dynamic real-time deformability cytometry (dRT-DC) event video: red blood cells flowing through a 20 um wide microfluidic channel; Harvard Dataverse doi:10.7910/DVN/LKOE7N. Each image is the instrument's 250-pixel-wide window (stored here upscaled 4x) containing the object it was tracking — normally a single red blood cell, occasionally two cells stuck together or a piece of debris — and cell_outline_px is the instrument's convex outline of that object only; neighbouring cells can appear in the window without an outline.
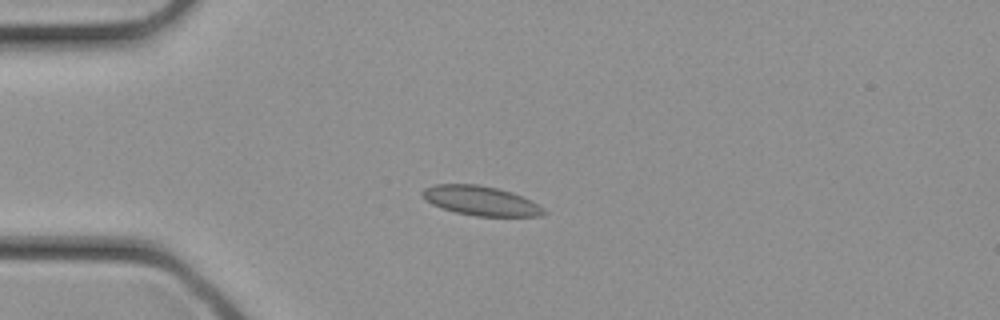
{"species": "common noctule bat (a hibernating species)", "species_latin": "Nyctalus noctula", "temperature_condition": "cold", "stored_images_in_passage": 32, "camera_frame_rate_fps": 3000, "um_per_image_px": 0.085, "animal": {"sex": "female", "body_mass_g": 21.9}, "frame": {"image": 1, "passage_image": 8, "time_ms": 2.333, "image_size_px": [1000, 320], "cell_outline_px": [[544, 212], [540, 216], [476, 216], [456, 212], [432, 204], [420, 192], [424, 188], [436, 184], [480, 184], [500, 188], [512, 192], [532, 200], [544, 208]], "centroid_in_image_um": [40.89, 17.05], "position_along_channel_um": 44.1, "area_um2": 20.75}}
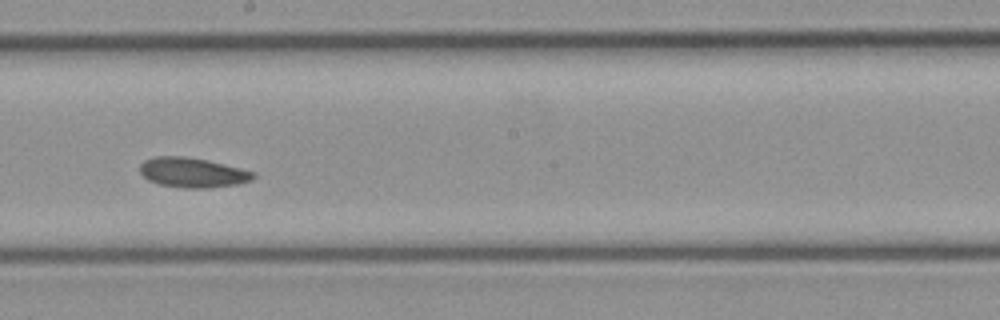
{"frame": {"image": 2, "passage_image": 18, "time_ms": 5.667, "image_size_px": [1000, 320], "cell_outline_px": [[256, 176], [252, 180], [240, 184], [208, 188], [184, 188], [160, 184], [148, 180], [140, 172], [140, 164], [144, 160], [156, 156], [184, 156], [208, 160], [256, 172]], "centroid_in_image_um": [16.4, 14.67], "position_along_channel_um": 231.8, "area_um2": 19.83}}
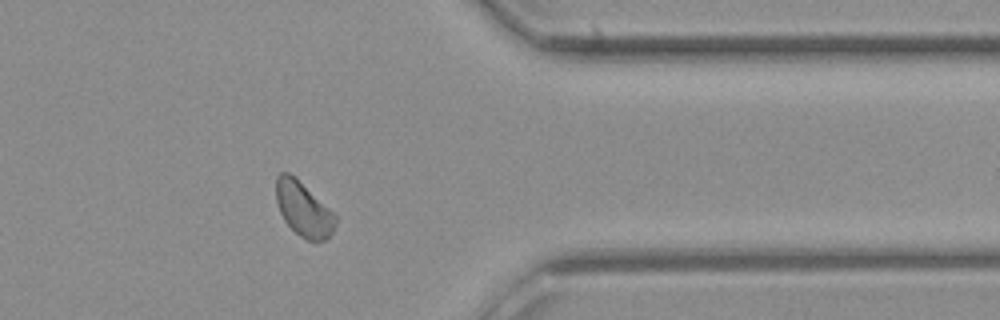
{"frame": {"image": 3, "passage_image": 26, "time_ms": 8.333, "image_size_px": [1000, 320], "cell_outline_px": [[336, 224], [328, 240], [304, 240], [284, 220], [280, 212], [276, 200], [276, 176], [280, 172], [288, 172], [296, 176], [336, 216]], "centroid_in_image_um": [25.78, 17.76], "position_along_channel_um": 385.6, "area_um2": 18.79}}